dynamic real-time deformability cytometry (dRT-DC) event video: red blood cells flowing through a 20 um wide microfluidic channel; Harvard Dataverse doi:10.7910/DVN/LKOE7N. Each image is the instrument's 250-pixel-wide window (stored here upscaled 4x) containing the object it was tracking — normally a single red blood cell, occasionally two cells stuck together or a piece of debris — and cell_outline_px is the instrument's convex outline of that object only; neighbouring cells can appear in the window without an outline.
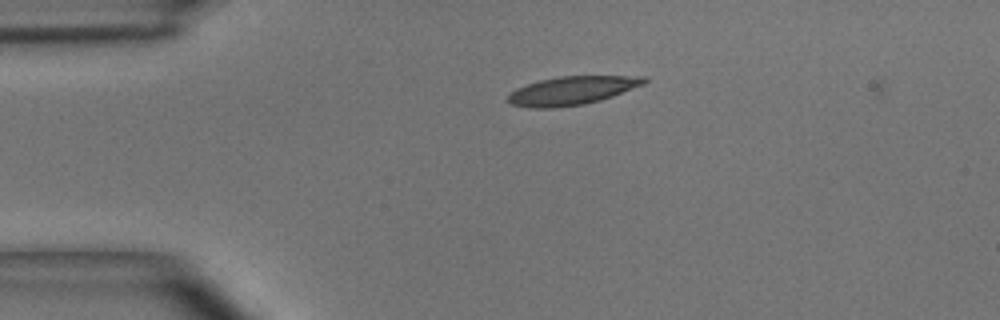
{"species": "common noctule bat (a hibernating species)", "species_latin": "Nyctalus noctula", "temperature_condition": "room temperature", "stored_images_in_passage": 4, "camera_frame_rate_fps": 3000, "um_per_image_px": 0.085, "animal": {"sex": "male", "body_mass_g": 15.6}, "frame": {"image": 1, "passage_image": 2, "time_ms": 0.333, "image_size_px": [1000, 320], "cell_outline_px": [[648, 80], [644, 84], [612, 96], [600, 100], [584, 104], [552, 108], [532, 108], [512, 104], [508, 100], [508, 96], [516, 88], [540, 80], [560, 76], [648, 76]], "centroid_in_image_um": [48.64, 7.69], "position_along_channel_um": 36.4, "area_um2": 22.37}}